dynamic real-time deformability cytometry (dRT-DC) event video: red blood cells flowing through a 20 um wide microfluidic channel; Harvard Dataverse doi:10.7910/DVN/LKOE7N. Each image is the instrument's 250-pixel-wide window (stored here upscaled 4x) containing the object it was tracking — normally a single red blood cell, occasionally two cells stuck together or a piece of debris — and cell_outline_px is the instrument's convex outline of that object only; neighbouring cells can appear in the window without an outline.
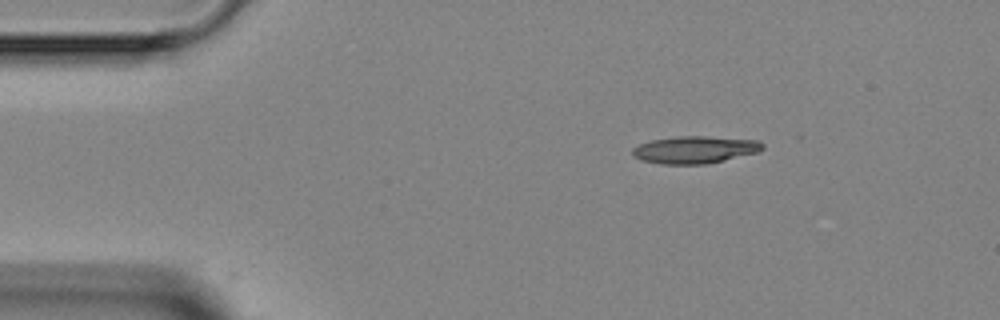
{"species": "Egyptian fruit bat (a non-hibernating species)", "species_latin": "Rousettus aegyptiacus", "temperature_condition": "room temperature", "stored_images_in_passage": 4, "camera_frame_rate_fps": 3000, "um_per_image_px": 0.085, "animal": {"sex": "female"}, "frame": {"image": 1, "passage_image": 1, "time_ms": 0.0, "image_size_px": [1000, 320], "cell_outline_px": [[764, 148], [756, 152], [704, 164], [660, 164], [640, 160], [632, 156], [632, 148], [640, 144], [652, 140], [676, 136], [704, 136], [756, 140], [764, 144]], "centroid_in_image_um": [58.99, 12.72], "position_along_channel_um": 26.0, "area_um2": 20.46}}
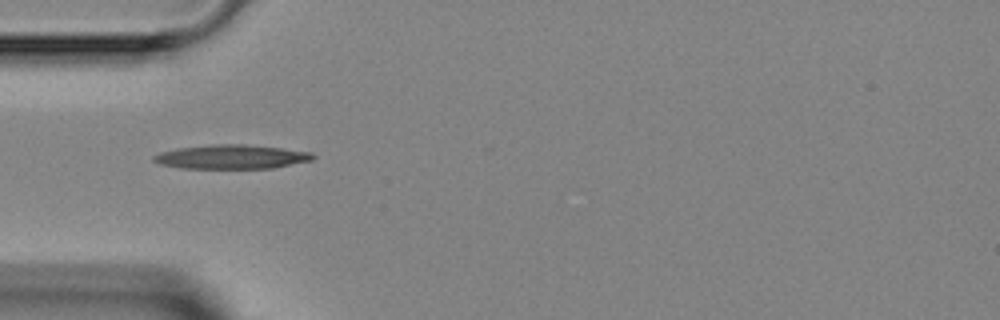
{"frame": {"image": 2, "passage_image": 3, "time_ms": 2.333, "image_size_px": [1000, 320], "cell_outline_px": [[316, 156], [312, 160], [272, 168], [180, 168], [160, 164], [152, 160], [152, 156], [160, 152], [176, 148], [212, 144], [244, 144], [280, 148], [312, 152]], "centroid_in_image_um": [19.64, 13.32], "position_along_channel_um": 65.4, "area_um2": 22.37}}
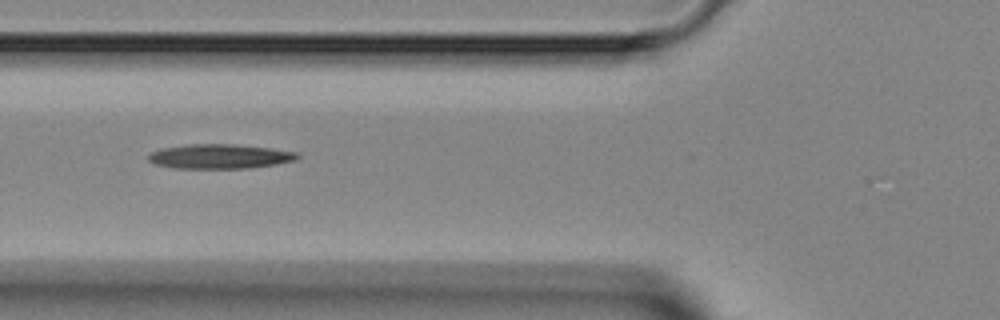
{"frame": {"image": 3, "passage_image": 4, "time_ms": 3.333, "image_size_px": [1000, 320], "cell_outline_px": [[300, 156], [296, 160], [276, 164], [248, 168], [172, 168], [156, 164], [148, 160], [148, 156], [152, 152], [160, 148], [188, 144], [232, 144], [272, 148], [296, 152]], "centroid_in_image_um": [18.67, 13.29], "position_along_channel_um": 107.1, "area_um2": 21.27}}